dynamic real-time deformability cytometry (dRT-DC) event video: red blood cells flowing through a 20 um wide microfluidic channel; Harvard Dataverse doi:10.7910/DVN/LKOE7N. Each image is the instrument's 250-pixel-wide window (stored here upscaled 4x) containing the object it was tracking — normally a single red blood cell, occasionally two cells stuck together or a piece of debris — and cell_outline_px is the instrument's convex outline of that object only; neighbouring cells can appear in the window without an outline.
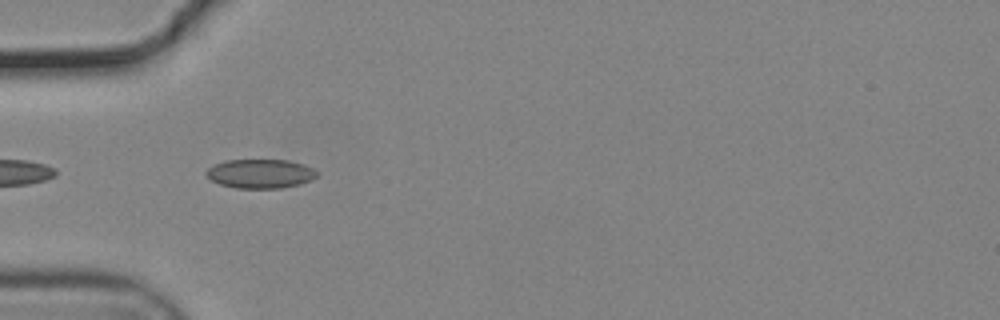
{"species": "common noctule bat (a hibernating species)", "species_latin": "Nyctalus noctula", "temperature_condition": "cold", "stored_images_in_passage": 5, "camera_frame_rate_fps": 3000, "um_per_image_px": 0.085, "animal": {"sex": "male", "body_mass_g": 19.2, "forearm_length_mm": 51.8}, "frame": {"image": 1, "passage_image": 2, "time_ms": 0.333, "image_size_px": [1000, 320], "cell_outline_px": [[320, 172], [312, 180], [300, 184], [280, 188], [236, 188], [220, 184], [212, 180], [204, 172], [212, 164], [224, 160], [288, 160], [304, 164]], "centroid_in_image_um": [22.13, 14.75], "position_along_channel_um": 62.9, "area_um2": 18.9}}